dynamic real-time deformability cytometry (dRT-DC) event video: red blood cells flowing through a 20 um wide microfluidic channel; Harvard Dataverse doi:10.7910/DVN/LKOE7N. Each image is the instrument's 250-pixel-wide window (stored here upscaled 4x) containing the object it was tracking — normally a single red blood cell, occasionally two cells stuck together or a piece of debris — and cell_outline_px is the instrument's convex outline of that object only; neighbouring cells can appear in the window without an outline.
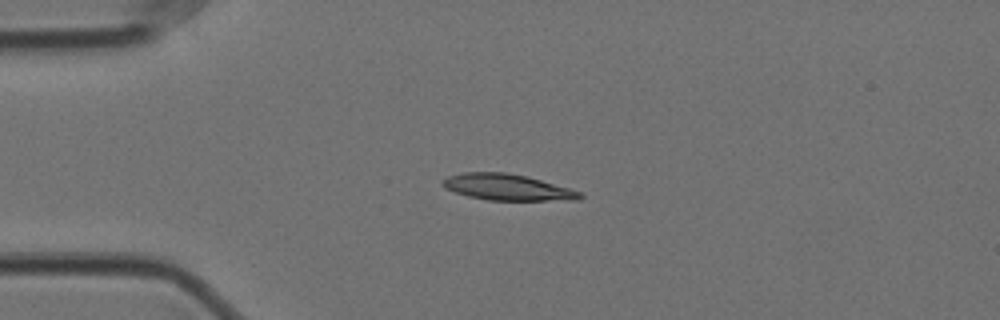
{"species": "Egyptian fruit bat (a non-hibernating species)", "species_latin": "Rousettus aegyptiacus", "temperature_condition": "cold", "stored_images_in_passage": 44, "camera_frame_rate_fps": 3000, "um_per_image_px": 0.085, "animal": {"sex": "female"}, "frame": {"image": 1, "passage_image": 1, "time_ms": 0.0, "image_size_px": [1000, 320], "cell_outline_px": [[584, 196], [580, 200], [488, 200], [468, 196], [444, 188], [440, 184], [440, 180], [448, 176], [464, 172], [508, 172], [540, 180], [568, 188], [580, 192]], "centroid_in_image_um": [43.07, 15.91], "position_along_channel_um": 41.9, "area_um2": 20.87}}
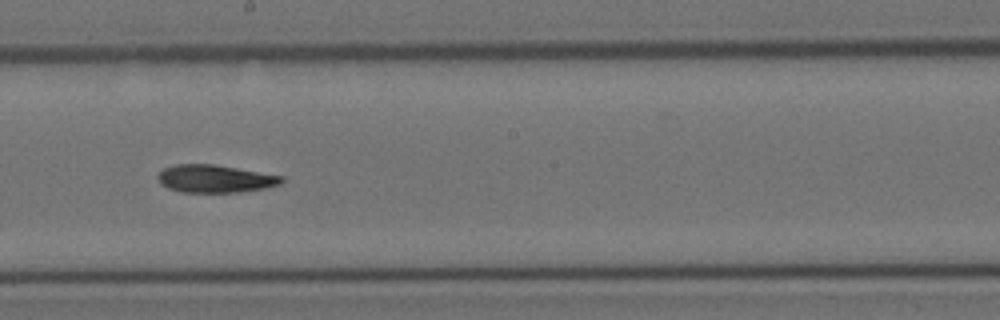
{"frame": {"image": 2, "passage_image": 19, "time_ms": 6.0, "image_size_px": [1000, 320], "cell_outline_px": [[284, 180], [280, 184], [264, 188], [236, 192], [180, 192], [168, 188], [160, 184], [156, 176], [164, 168], [176, 164], [216, 164], [284, 176]], "centroid_in_image_um": [18.26, 15.18], "position_along_channel_um": 229.9, "area_um2": 20.06}}
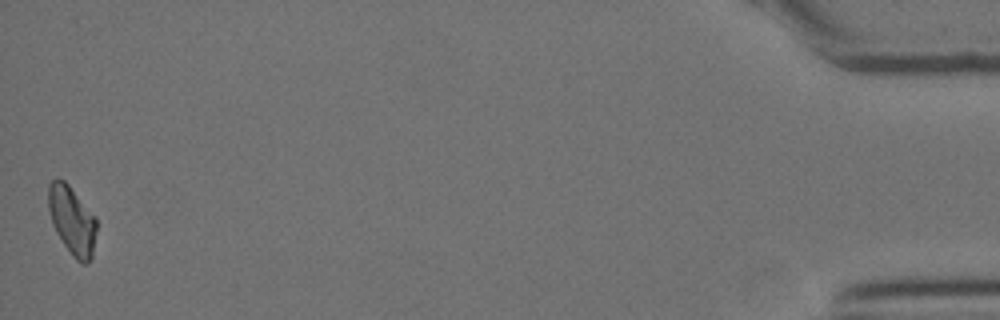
{"frame": {"image": 3, "passage_image": 44, "time_ms": 14.333, "image_size_px": [1000, 320], "cell_outline_px": [[96, 232], [92, 260], [88, 264], [80, 264], [72, 256], [56, 232], [52, 224], [48, 212], [48, 184], [56, 176], [64, 180], [68, 184], [96, 216]], "centroid_in_image_um": [6.12, 18.74], "position_along_channel_um": 429.1, "area_um2": 19.65}, "authors_computed_cell_mechanics": {"area_um2": 19.9988, "velocity_mm_per_s": 3.5201, "shape_relaxation_time_tau1_ms": 6.8751, "shape_relaxation_time_tau2_ms": null, "deformation_change_tau1": 0.1768, "deformation_change_tau2": null}}